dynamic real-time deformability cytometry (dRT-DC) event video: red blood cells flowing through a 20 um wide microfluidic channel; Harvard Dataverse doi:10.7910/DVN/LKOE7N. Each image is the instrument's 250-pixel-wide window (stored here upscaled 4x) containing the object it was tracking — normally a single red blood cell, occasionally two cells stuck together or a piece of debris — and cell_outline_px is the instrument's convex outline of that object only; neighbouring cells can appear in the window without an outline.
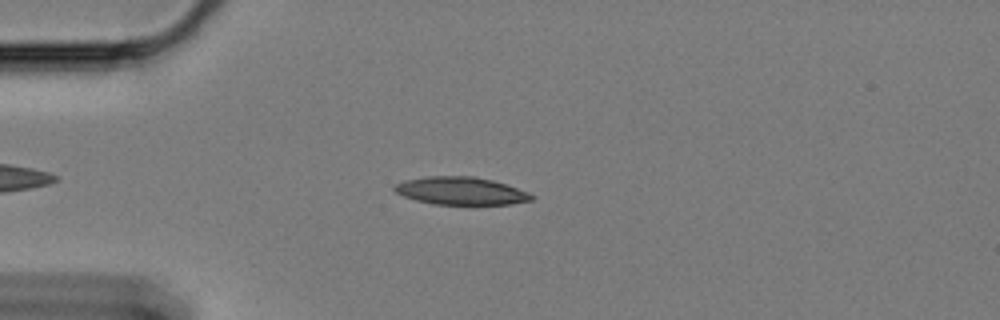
{"species": "Egyptian fruit bat (a non-hibernating species)", "species_latin": "Rousettus aegyptiacus", "temperature_condition": "cold", "stored_images_in_passage": 56, "camera_frame_rate_fps": 3000, "um_per_image_px": 0.085, "animal": {"sex": "female"}, "frame": {"image": 1, "passage_image": 11, "time_ms": 3.333, "image_size_px": [1000, 320], "cell_outline_px": [[532, 200], [512, 204], [472, 208], [432, 204], [416, 200], [404, 196], [396, 192], [392, 188], [396, 184], [404, 180], [428, 176], [476, 176], [492, 180], [528, 192], [532, 196]], "centroid_in_image_um": [39.19, 16.28], "position_along_channel_um": 45.8, "area_um2": 23.12}}
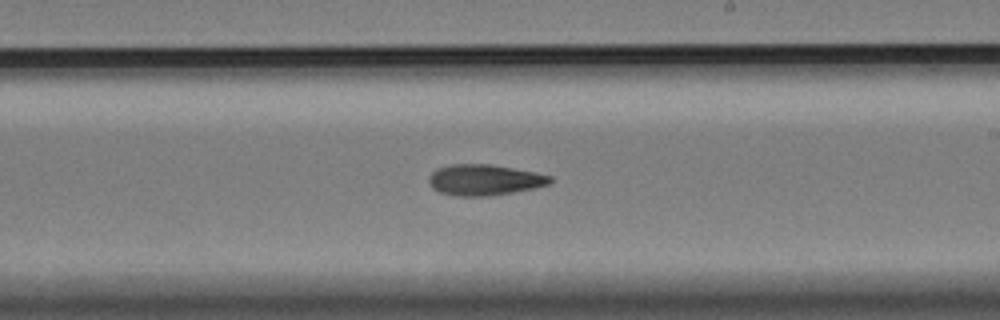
{"frame": {"image": 2, "passage_image": 31, "time_ms": 10.0, "image_size_px": [1000, 320], "cell_outline_px": [[552, 180], [548, 184], [532, 188], [512, 192], [488, 196], [456, 196], [440, 192], [432, 188], [428, 180], [428, 176], [436, 168], [452, 164], [488, 164], [536, 172], [552, 176]], "centroid_in_image_um": [41.13, 15.28], "position_along_channel_um": 247.9, "area_um2": 21.73}}
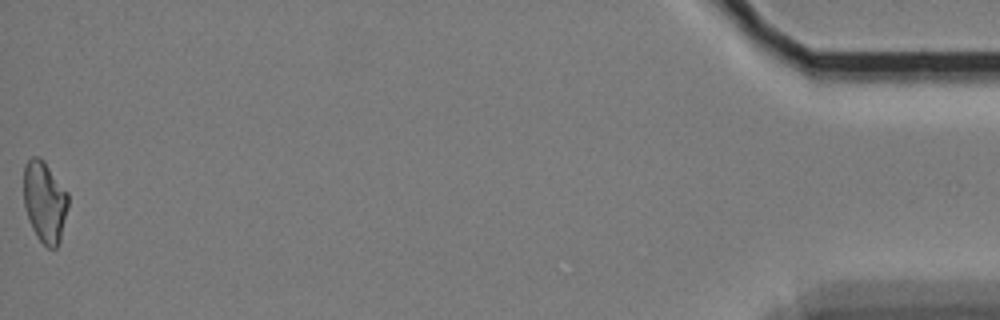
{"frame": {"image": 3, "passage_image": 56, "time_ms": 18.333, "image_size_px": [1000, 320], "cell_outline_px": [[68, 208], [60, 240], [56, 248], [48, 248], [36, 236], [32, 228], [24, 204], [24, 164], [32, 156], [40, 156], [44, 160], [68, 192]], "centroid_in_image_um": [3.81, 17.12], "position_along_channel_um": 431.4, "area_um2": 21.15}}